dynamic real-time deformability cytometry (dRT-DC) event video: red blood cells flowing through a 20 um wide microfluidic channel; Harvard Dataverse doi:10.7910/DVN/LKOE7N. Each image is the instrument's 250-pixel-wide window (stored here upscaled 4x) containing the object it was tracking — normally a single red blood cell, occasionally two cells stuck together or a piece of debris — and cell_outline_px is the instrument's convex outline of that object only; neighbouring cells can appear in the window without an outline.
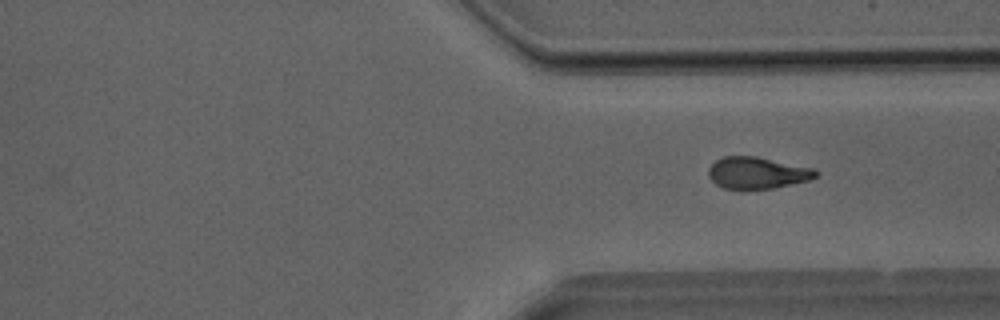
{"species": "Egyptian fruit bat (a non-hibernating species)", "species_latin": "Rousettus aegyptiacus", "temperature_condition": "room temperature", "stored_images_in_passage": 28, "camera_frame_rate_fps": 3000, "um_per_image_px": 0.085, "animal": {"sex": "male"}, "frame": {"image": 1, "passage_image": 28, "time_ms": 9.0, "image_size_px": [1000, 320], "cell_outline_px": [[820, 172], [812, 180], [772, 188], [748, 192], [744, 192], [724, 188], [716, 184], [708, 176], [708, 168], [716, 160], [724, 156], [756, 156], [812, 168]], "centroid_in_image_um": [64.34, 14.73], "position_along_channel_um": 347.1, "area_um2": 20.4}}